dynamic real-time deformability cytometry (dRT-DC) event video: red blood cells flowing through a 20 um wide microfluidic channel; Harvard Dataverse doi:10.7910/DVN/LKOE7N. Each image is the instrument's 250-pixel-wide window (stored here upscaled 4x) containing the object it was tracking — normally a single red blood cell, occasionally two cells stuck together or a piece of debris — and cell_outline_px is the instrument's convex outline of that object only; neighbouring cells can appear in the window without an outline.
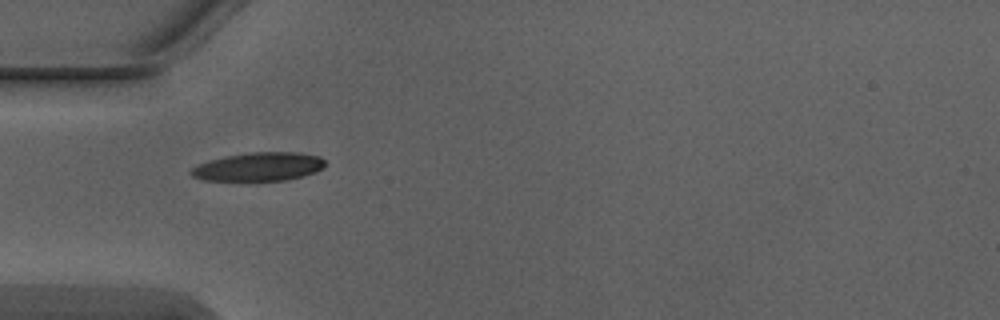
{"species": "Egyptian fruit bat (a non-hibernating species)", "species_latin": "Rousettus aegyptiacus", "temperature_condition": "warm", "stored_images_in_passage": 5, "camera_frame_rate_fps": 3000, "um_per_image_px": 0.085, "animal": {"sex": "male"}, "frame": {"image": 1, "passage_image": 3, "time_ms": 0.667, "image_size_px": [1000, 320], "cell_outline_px": [[324, 164], [316, 172], [304, 176], [284, 180], [204, 180], [192, 176], [188, 172], [196, 164], [224, 156], [248, 152], [300, 152], [320, 156], [324, 160]], "centroid_in_image_um": [21.97, 14.16], "position_along_channel_um": 63.0, "area_um2": 22.31}}
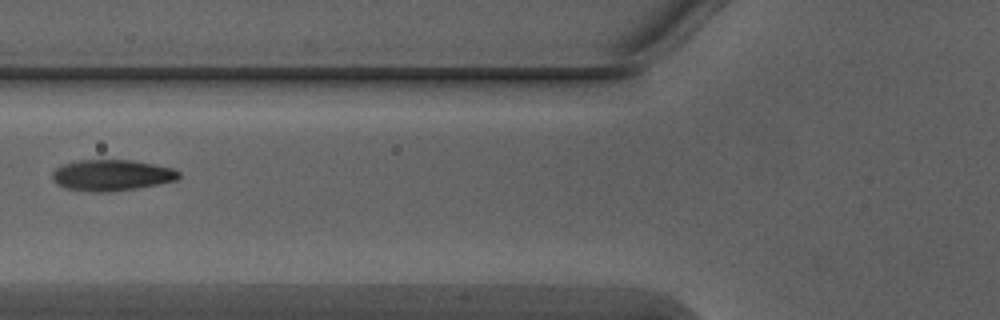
{"frame": {"image": 2, "passage_image": 4, "time_ms": 1.0, "image_size_px": [1000, 320], "cell_outline_px": [[180, 176], [176, 180], [136, 188], [112, 192], [92, 192], [64, 188], [56, 184], [52, 180], [52, 172], [60, 164], [80, 160], [132, 160], [172, 168], [180, 172]], "centroid_in_image_um": [9.43, 14.89], "position_along_channel_um": 116.4, "area_um2": 23.0}}
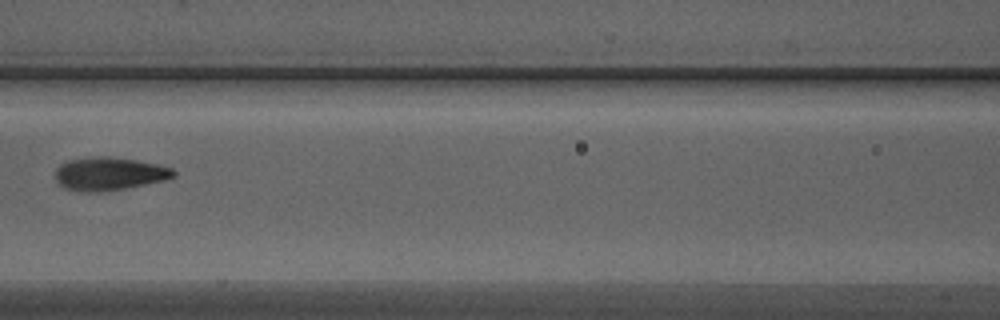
{"frame": {"image": 3, "passage_image": 5, "time_ms": 1.333, "image_size_px": [1000, 320], "cell_outline_px": [[176, 176], [164, 180], [124, 188], [96, 192], [88, 192], [64, 188], [56, 180], [56, 168], [60, 164], [68, 160], [96, 156], [108, 156], [136, 160], [156, 164], [172, 168], [176, 172]], "centroid_in_image_um": [9.27, 14.76], "position_along_channel_um": 157.3, "area_um2": 22.6}}